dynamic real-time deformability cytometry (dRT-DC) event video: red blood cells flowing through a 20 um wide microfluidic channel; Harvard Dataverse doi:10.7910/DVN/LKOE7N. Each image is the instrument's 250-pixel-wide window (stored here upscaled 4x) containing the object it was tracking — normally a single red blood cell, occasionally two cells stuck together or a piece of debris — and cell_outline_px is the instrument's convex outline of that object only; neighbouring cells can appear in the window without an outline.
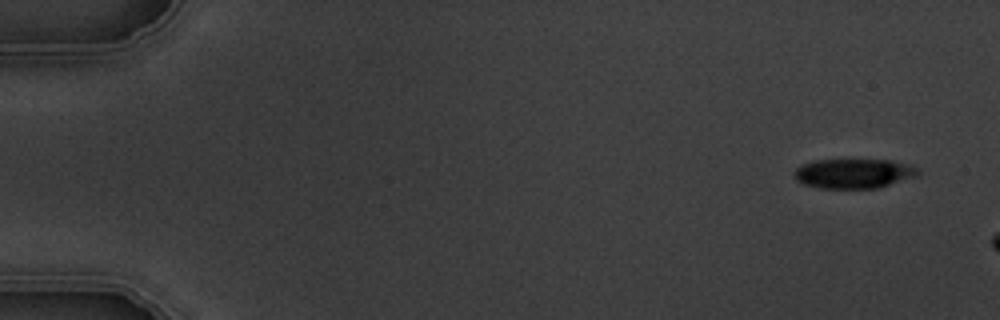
{"species": "common noctule bat (a hibernating species)", "species_latin": "Nyctalus noctula", "temperature_condition": "warm", "stored_images_in_passage": 3, "camera_frame_rate_fps": 3000, "um_per_image_px": 0.085, "animal": {"sex": "male", "body_mass_g": 19.5, "forearm_length_mm": 54.6}, "frame": {"image": 1, "passage_image": 1, "time_ms": 0.0, "image_size_px": [1000, 320], "cell_outline_px": [[920, 176], [876, 188], [820, 188], [804, 184], [796, 180], [796, 168], [800, 164], [816, 160], [892, 160], [912, 164], [920, 168]], "centroid_in_image_um": [72.65, 14.74], "position_along_channel_um": 12.3, "area_um2": 21.56}}